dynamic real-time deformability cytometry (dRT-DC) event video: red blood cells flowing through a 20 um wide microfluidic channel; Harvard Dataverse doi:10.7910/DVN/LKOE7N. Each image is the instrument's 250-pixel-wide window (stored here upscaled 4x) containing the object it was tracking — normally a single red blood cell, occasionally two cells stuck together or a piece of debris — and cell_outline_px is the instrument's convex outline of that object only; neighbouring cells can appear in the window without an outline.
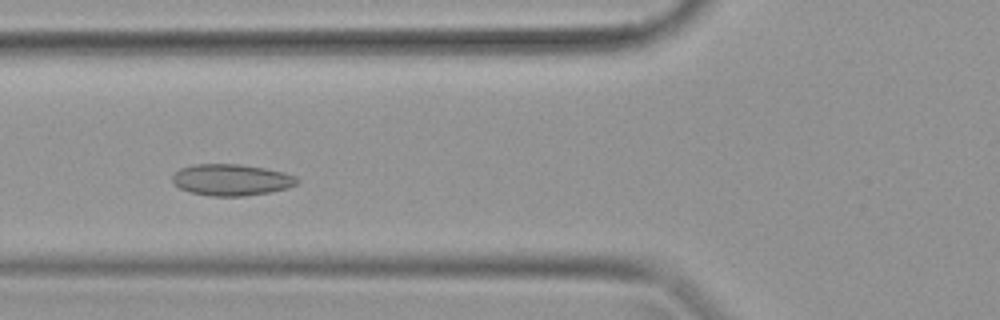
{"species": "common noctule bat (a hibernating species)", "species_latin": "Nyctalus noctula", "temperature_condition": "warm", "stored_images_in_passage": 25, "camera_frame_rate_fps": 3000, "um_per_image_px": 0.085, "animal": {"sex": "female", "body_mass_g": 19.9}, "frame": {"image": 1, "passage_image": 10, "time_ms": 3.0, "image_size_px": [1000, 320], "cell_outline_px": [[288, 184], [280, 188], [260, 192], [196, 192], [184, 188], [180, 184], [188, 168], [212, 164], [220, 164], [256, 168], [276, 172], [284, 176]], "centroid_in_image_um": [19.65, 15.24], "position_along_channel_um": 106.1, "area_um2": 17.4}}
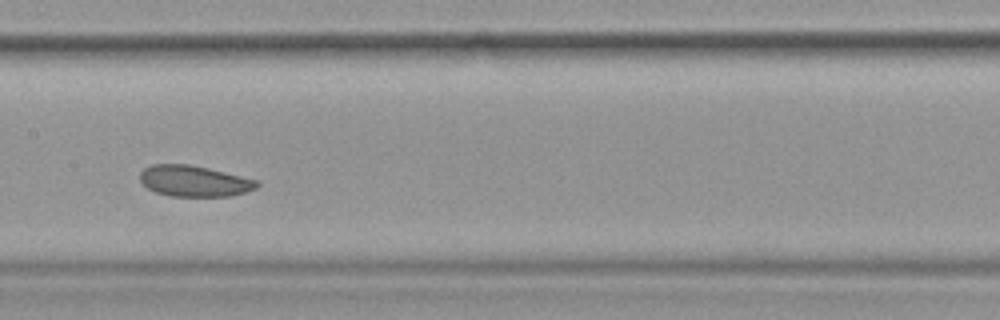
{"frame": {"image": 2, "passage_image": 15, "time_ms": 4.667, "image_size_px": [1000, 320], "cell_outline_px": [[256, 184], [252, 188], [240, 192], [216, 196], [184, 196], [160, 192], [144, 184], [144, 172], [148, 168], [160, 164], [176, 164], [200, 168], [248, 180]], "centroid_in_image_um": [16.4, 15.4], "position_along_channel_um": 191.0, "area_um2": 18.26}}
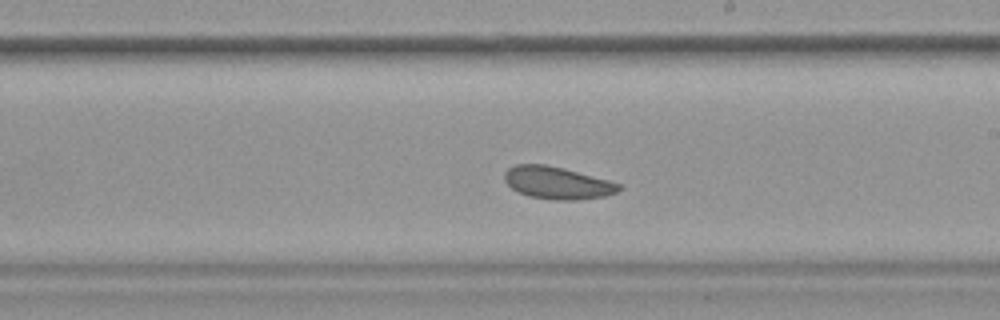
{"frame": {"image": 3, "passage_image": 18, "time_ms": 5.667, "image_size_px": [1000, 320], "cell_outline_px": [[620, 188], [612, 192], [596, 196], [536, 196], [524, 192], [516, 188], [508, 180], [508, 172], [512, 168], [524, 164], [536, 164], [556, 168], [572, 172], [616, 184]], "centroid_in_image_um": [47.31, 15.48], "position_along_channel_um": 241.7, "area_um2": 17.69}}